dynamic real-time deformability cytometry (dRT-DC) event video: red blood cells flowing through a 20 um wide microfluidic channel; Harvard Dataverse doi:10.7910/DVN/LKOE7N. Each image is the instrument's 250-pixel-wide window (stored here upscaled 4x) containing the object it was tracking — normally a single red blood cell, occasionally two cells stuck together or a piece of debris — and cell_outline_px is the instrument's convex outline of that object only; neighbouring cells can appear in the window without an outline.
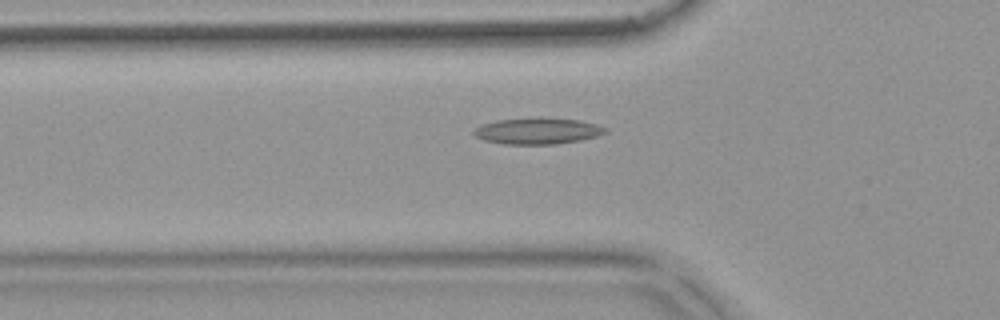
{"species": "common noctule bat (a hibernating species)", "species_latin": "Nyctalus noctula", "temperature_condition": "warm", "stored_images_in_passage": 55, "camera_frame_rate_fps": 3000, "um_per_image_px": 0.085, "animal": {"sex": "female", "body_mass_g": 18.4}, "frame": {"image": 1, "passage_image": 19, "time_ms": 6.0, "image_size_px": [1000, 320], "cell_outline_px": [[608, 132], [596, 136], [580, 140], [556, 144], [504, 144], [484, 140], [476, 136], [472, 132], [480, 124], [496, 120], [536, 116], [580, 120], [596, 124], [608, 128]], "centroid_in_image_um": [45.69, 11.11], "position_along_channel_um": 80.1, "area_um2": 20.52}}
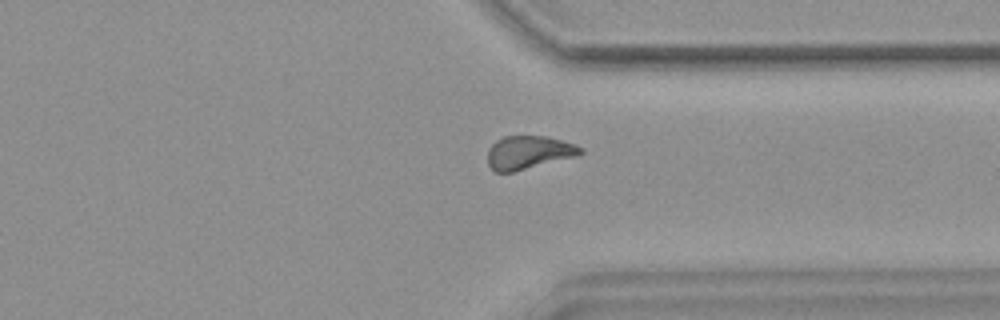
{"frame": {"image": 2, "passage_image": 42, "time_ms": 13.667, "image_size_px": [1000, 320], "cell_outline_px": [[584, 152], [576, 156], [512, 172], [496, 172], [488, 164], [488, 148], [496, 140], [504, 136], [548, 136], [576, 144], [584, 148]], "centroid_in_image_um": [44.95, 12.94], "position_along_channel_um": 366.5, "area_um2": 18.03}}
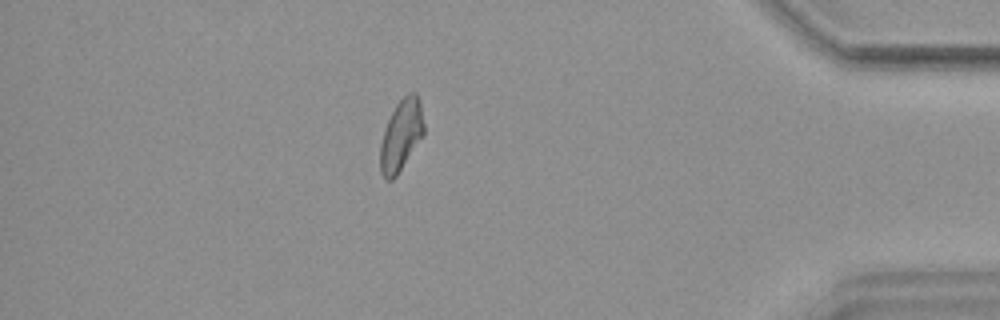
{"frame": {"image": 3, "passage_image": 48, "time_ms": 15.667, "image_size_px": [1000, 320], "cell_outline_px": [[424, 132], [396, 176], [392, 180], [384, 180], [380, 172], [380, 144], [388, 120], [396, 104], [408, 92], [416, 92], [420, 100], [424, 124]], "centroid_in_image_um": [34.08, 11.48], "position_along_channel_um": 401.1, "area_um2": 17.86}, "authors_computed_cell_mechanics": {"area_um2": 18.496, "velocity_mm_per_s": 3.7359, "shape_relaxation_time_tau1_ms": null, "shape_relaxation_time_tau2_ms": 5.0197, "deformation_change_tau1": null, "deformation_change_tau2": 0.1281}}